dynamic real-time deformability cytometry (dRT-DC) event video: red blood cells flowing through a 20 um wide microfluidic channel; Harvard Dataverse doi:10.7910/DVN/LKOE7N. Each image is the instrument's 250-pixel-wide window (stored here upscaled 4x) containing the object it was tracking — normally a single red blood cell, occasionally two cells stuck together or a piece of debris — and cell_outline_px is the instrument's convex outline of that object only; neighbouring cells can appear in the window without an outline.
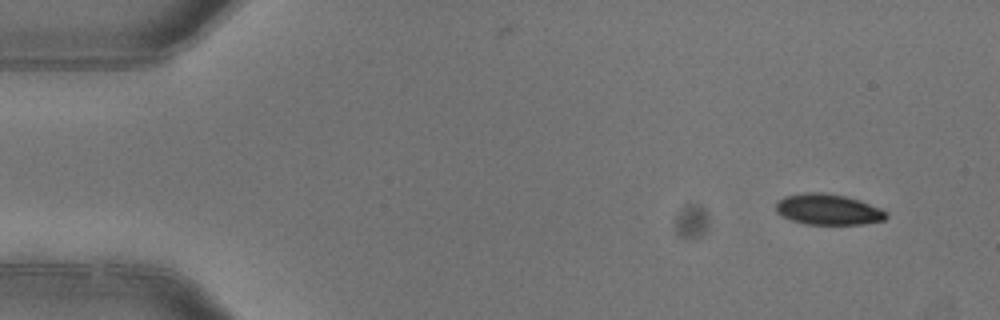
{"species": "common noctule bat (a hibernating species)", "species_latin": "Nyctalus noctula", "temperature_condition": "warm", "stored_images_in_passage": 3, "camera_frame_rate_fps": 3000, "um_per_image_px": 0.085, "animal": {"sex": "female"}, "frame": {"image": 1, "passage_image": 1, "time_ms": 0.0, "image_size_px": [1000, 320], "cell_outline_px": [[888, 216], [884, 220], [864, 224], [804, 224], [792, 220], [776, 212], [776, 204], [784, 196], [804, 192], [824, 192], [844, 196], [860, 200], [880, 208], [888, 212]], "centroid_in_image_um": [70.41, 17.8], "position_along_channel_um": 14.6, "area_um2": 19.83}}
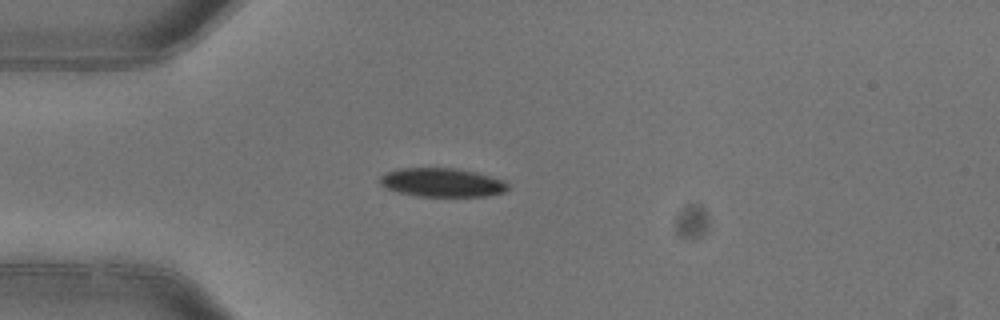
{"frame": {"image": 2, "passage_image": 3, "time_ms": 0.667, "image_size_px": [1000, 320], "cell_outline_px": [[508, 188], [504, 192], [484, 196], [416, 196], [396, 192], [380, 184], [380, 176], [388, 172], [400, 168], [456, 168], [476, 172], [504, 180], [508, 184]], "centroid_in_image_um": [37.57, 15.51], "position_along_channel_um": 47.4, "area_um2": 21.39}}